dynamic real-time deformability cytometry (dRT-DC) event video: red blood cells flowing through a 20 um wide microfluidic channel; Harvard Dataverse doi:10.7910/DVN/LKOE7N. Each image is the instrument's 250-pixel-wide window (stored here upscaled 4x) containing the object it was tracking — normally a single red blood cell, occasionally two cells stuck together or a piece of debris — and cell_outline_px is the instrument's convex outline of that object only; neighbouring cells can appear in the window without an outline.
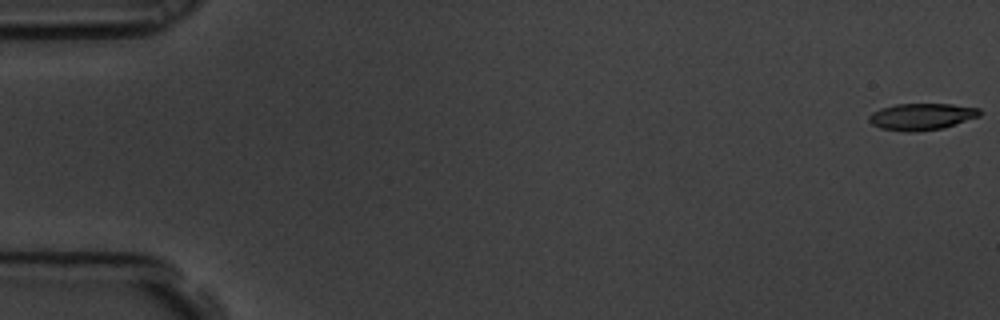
{"species": "common noctule bat (a hibernating species)", "species_latin": "Nyctalus noctula", "temperature_condition": "room temperature", "stored_images_in_passage": 7, "camera_frame_rate_fps": 3000, "um_per_image_px": 0.085, "animal": {"sex": "male", "body_mass_g": 19.5, "forearm_length_mm": 54.6}, "frame": {"image": 1, "passage_image": 1, "time_ms": 0.0, "image_size_px": [1000, 320], "cell_outline_px": [[980, 116], [940, 128], [916, 132], [908, 132], [880, 128], [872, 124], [868, 120], [868, 116], [872, 112], [880, 108], [896, 104], [952, 104], [980, 108]], "centroid_in_image_um": [78.29, 9.9], "position_along_channel_um": 6.7, "area_um2": 17.11}}
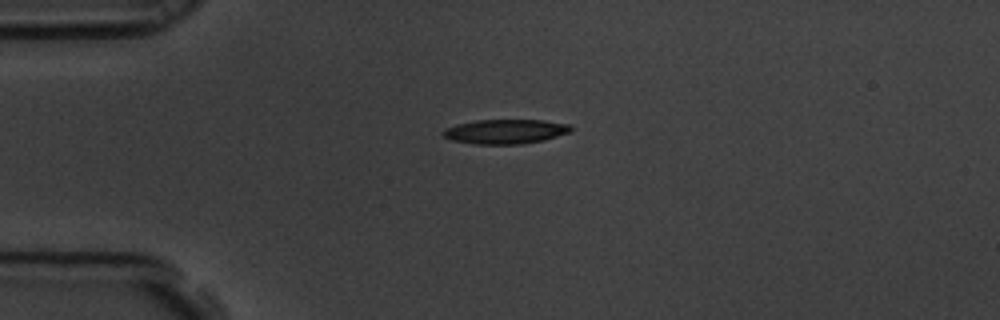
{"frame": {"image": 2, "passage_image": 5, "time_ms": 1.333, "image_size_px": [1000, 320], "cell_outline_px": [[572, 132], [544, 140], [520, 144], [476, 144], [452, 140], [444, 136], [440, 132], [444, 128], [456, 124], [476, 120], [544, 120], [572, 124]], "centroid_in_image_um": [42.98, 11.17], "position_along_channel_um": 42.0, "area_um2": 18.44}}
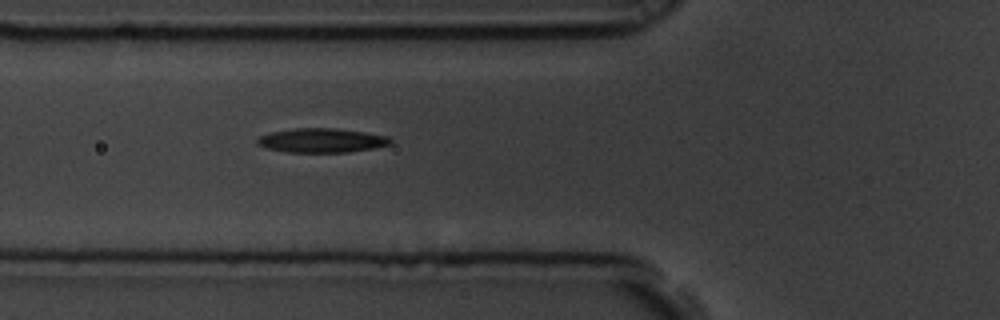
{"frame": {"image": 3, "passage_image": 7, "time_ms": 2.0, "image_size_px": [1000, 320], "cell_outline_px": [[392, 144], [372, 148], [348, 152], [288, 152], [268, 148], [256, 144], [256, 140], [260, 136], [272, 132], [296, 128], [332, 128], [364, 132], [388, 136], [392, 140]], "centroid_in_image_um": [27.35, 11.93], "position_along_channel_um": 98.4, "area_um2": 18.61}}